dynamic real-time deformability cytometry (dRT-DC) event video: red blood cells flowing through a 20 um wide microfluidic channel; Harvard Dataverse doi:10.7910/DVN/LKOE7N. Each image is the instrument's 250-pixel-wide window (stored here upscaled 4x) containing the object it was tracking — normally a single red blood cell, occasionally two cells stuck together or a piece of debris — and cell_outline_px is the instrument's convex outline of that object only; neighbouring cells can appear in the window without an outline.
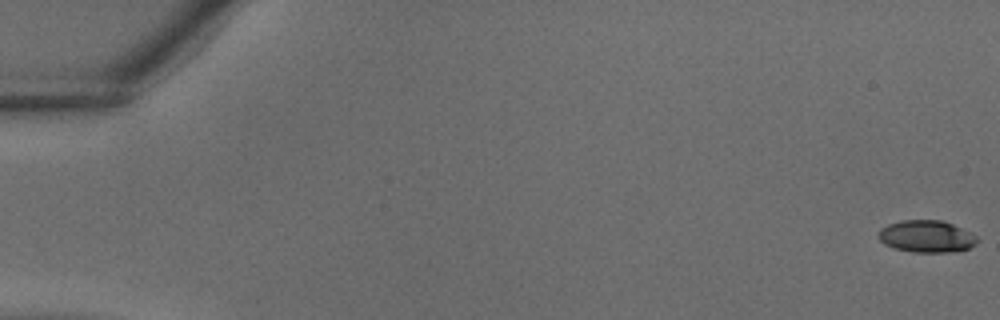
{"species": "common noctule bat (a hibernating species)", "species_latin": "Nyctalus noctula", "temperature_condition": "warm", "stored_images_in_passage": 39, "camera_frame_rate_fps": 3000, "um_per_image_px": 0.085, "animal": {"sex": "male", "body_mass_g": 18.8}, "frame": {"image": 1, "passage_image": 1, "time_ms": 0.0, "image_size_px": [1000, 320], "cell_outline_px": [[980, 240], [976, 244], [968, 248], [948, 252], [912, 252], [896, 248], [884, 244], [876, 236], [880, 228], [888, 224], [904, 220], [940, 220], [952, 224], [976, 236]], "centroid_in_image_um": [78.72, 20.09], "position_along_channel_um": 6.3, "area_um2": 18.32}}
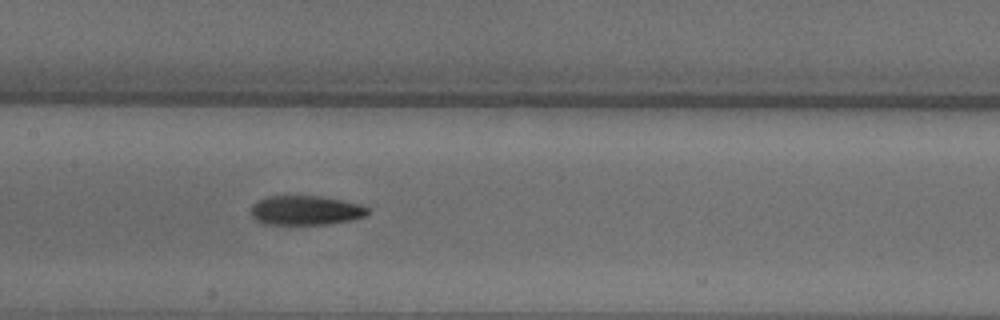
{"frame": {"image": 2, "passage_image": 20, "time_ms": 6.333, "image_size_px": [1000, 320], "cell_outline_px": [[368, 212], [364, 216], [352, 220], [328, 224], [264, 224], [256, 220], [252, 216], [252, 204], [268, 196], [320, 196], [344, 200], [364, 204], [368, 208]], "centroid_in_image_um": [26.02, 17.87], "position_along_channel_um": 181.4, "area_um2": 20.06}}
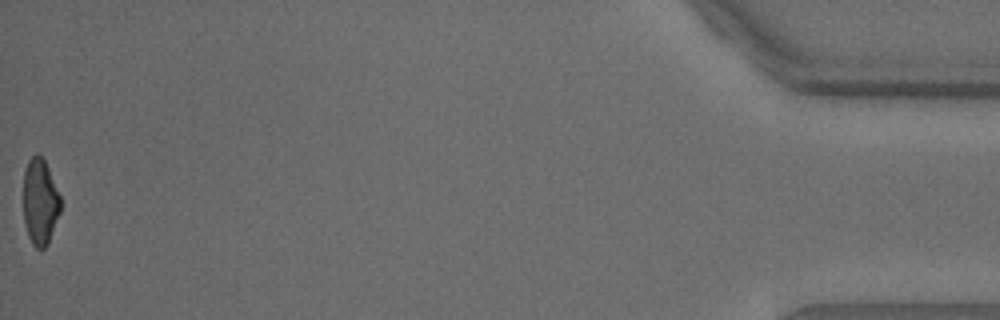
{"frame": {"image": 3, "passage_image": 39, "time_ms": 12.667, "image_size_px": [1000, 320], "cell_outline_px": [[60, 212], [48, 244], [40, 252], [32, 244], [28, 236], [24, 224], [24, 168], [28, 160], [36, 152], [44, 160], [48, 168], [60, 196]], "centroid_in_image_um": [3.39, 17.19], "position_along_channel_um": 431.8, "area_um2": 18.73}}